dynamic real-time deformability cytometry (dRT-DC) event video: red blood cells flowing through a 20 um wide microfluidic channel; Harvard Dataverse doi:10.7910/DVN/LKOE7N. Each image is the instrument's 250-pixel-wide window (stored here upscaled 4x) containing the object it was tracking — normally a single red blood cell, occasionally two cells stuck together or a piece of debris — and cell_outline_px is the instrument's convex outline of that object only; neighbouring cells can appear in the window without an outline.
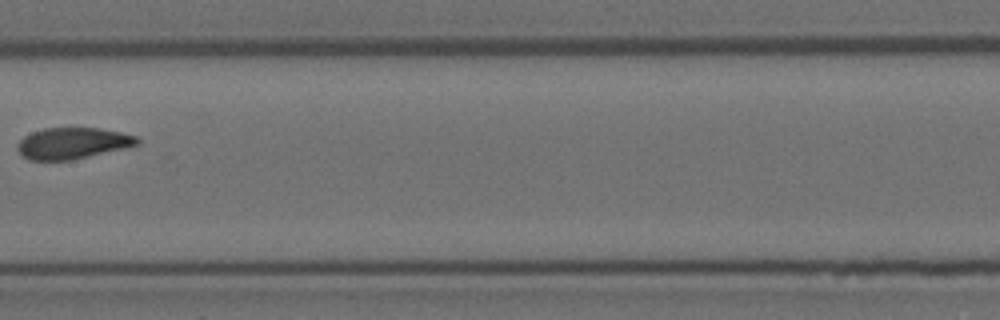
{"species": "Egyptian fruit bat (a non-hibernating species)", "species_latin": "Rousettus aegyptiacus", "temperature_condition": "room temperature", "stored_images_in_passage": 9, "camera_frame_rate_fps": 3000, "um_per_image_px": 0.085, "animal": {"sex": "female"}, "frame": {"image": 1, "passage_image": 8, "time_ms": 2.333, "image_size_px": [1000, 320], "cell_outline_px": [[140, 144], [128, 148], [72, 160], [28, 160], [16, 148], [16, 144], [24, 136], [32, 132], [44, 128], [100, 128], [120, 132], [136, 136], [140, 140]], "centroid_in_image_um": [6.2, 12.18], "position_along_channel_um": 201.2, "area_um2": 22.02}}
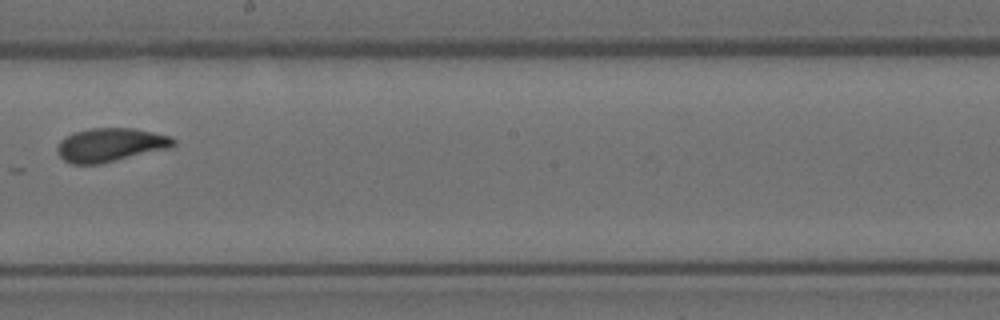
{"frame": {"image": 2, "passage_image": 9, "time_ms": 2.667, "image_size_px": [1000, 320], "cell_outline_px": [[176, 144], [168, 148], [100, 164], [72, 164], [64, 160], [56, 152], [56, 148], [60, 140], [76, 132], [92, 128], [132, 128], [172, 136], [176, 140]], "centroid_in_image_um": [9.38, 12.32], "position_along_channel_um": 238.8, "area_um2": 22.6}}